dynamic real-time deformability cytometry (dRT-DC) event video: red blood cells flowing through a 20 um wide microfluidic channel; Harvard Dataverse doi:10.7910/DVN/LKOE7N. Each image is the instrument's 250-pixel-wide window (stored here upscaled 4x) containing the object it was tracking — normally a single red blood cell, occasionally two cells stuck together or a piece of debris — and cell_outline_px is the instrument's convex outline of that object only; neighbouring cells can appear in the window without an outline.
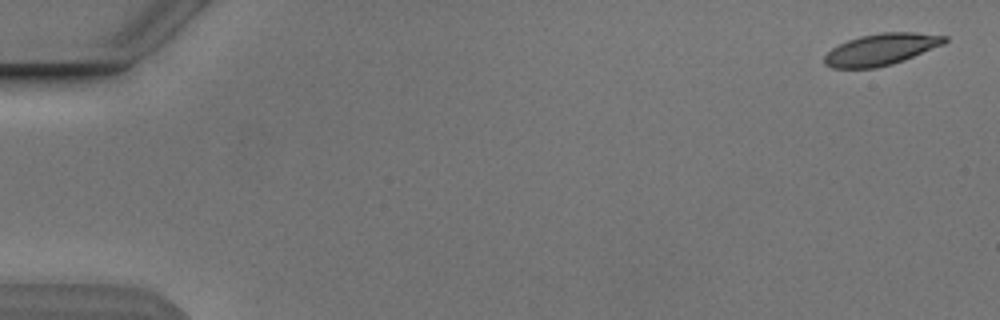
{"species": "Egyptian fruit bat (a non-hibernating species)", "species_latin": "Rousettus aegyptiacus", "temperature_condition": "cold", "stored_images_in_passage": 5, "camera_frame_rate_fps": 3000, "um_per_image_px": 0.085, "animal": {"sex": "male"}, "frame": {"image": 1, "passage_image": 1, "time_ms": 0.0, "image_size_px": [1000, 320], "cell_outline_px": [[948, 40], [944, 44], [904, 60], [892, 64], [876, 68], [832, 68], [824, 64], [824, 56], [832, 48], [848, 40], [860, 36], [880, 32], [916, 32], [948, 36]], "centroid_in_image_um": [74.91, 4.19], "position_along_channel_um": 10.1, "area_um2": 22.2}}
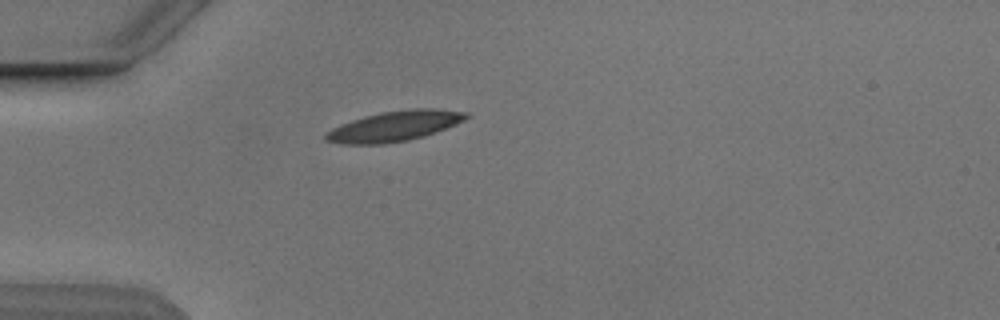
{"frame": {"image": 2, "passage_image": 5, "time_ms": 4.667, "image_size_px": [1000, 320], "cell_outline_px": [[468, 116], [464, 120], [424, 136], [408, 140], [384, 144], [344, 144], [324, 140], [324, 136], [332, 128], [352, 120], [364, 116], [380, 112], [412, 108], [436, 108], [468, 112]], "centroid_in_image_um": [33.52, 10.71], "position_along_channel_um": 51.5, "area_um2": 24.57}}